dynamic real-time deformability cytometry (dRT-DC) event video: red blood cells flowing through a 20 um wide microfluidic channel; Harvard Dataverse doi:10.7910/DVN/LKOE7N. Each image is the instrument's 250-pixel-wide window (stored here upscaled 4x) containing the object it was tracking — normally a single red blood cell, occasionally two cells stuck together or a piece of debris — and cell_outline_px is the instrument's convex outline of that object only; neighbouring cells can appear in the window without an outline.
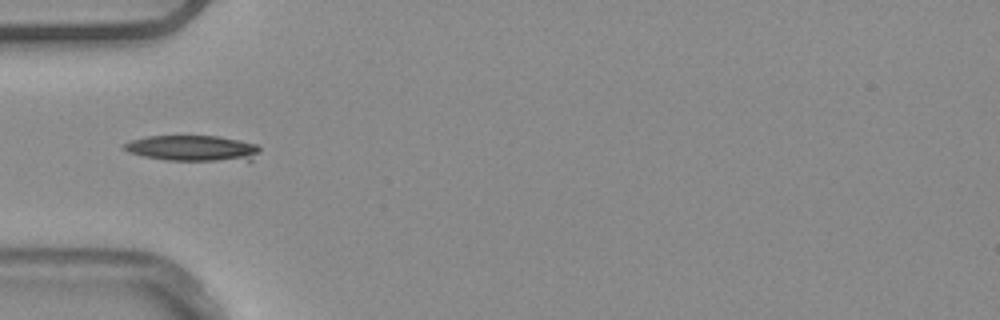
{"species": "common noctule bat (a hibernating species)", "species_latin": "Nyctalus noctula", "temperature_condition": "warm", "stored_images_in_passage": 38, "camera_frame_rate_fps": 3000, "um_per_image_px": 0.085, "animal": {"sex": "male", "body_mass_g": 20.4}, "frame": {"image": 1, "passage_image": 6, "time_ms": 1.667, "image_size_px": [1000, 320], "cell_outline_px": [[260, 152], [252, 160], [168, 160], [144, 156], [128, 152], [120, 148], [124, 144], [132, 140], [148, 136], [220, 136], [240, 140], [256, 144], [260, 148]], "centroid_in_image_um": [16.38, 12.59], "position_along_channel_um": 68.6, "area_um2": 20.29}}